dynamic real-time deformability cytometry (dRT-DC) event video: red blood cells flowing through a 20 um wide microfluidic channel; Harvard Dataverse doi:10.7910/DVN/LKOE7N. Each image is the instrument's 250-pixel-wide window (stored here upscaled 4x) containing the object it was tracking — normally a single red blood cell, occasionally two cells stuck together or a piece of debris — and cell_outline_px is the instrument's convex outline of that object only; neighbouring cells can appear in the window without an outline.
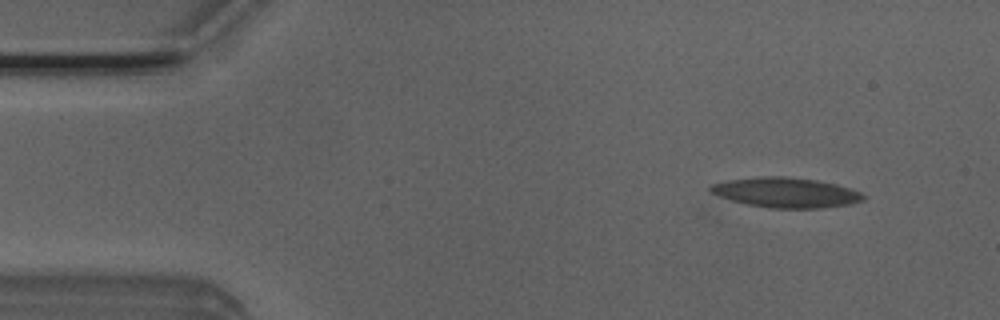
{"species": "Egyptian fruit bat (a non-hibernating species)", "species_latin": "Rousettus aegyptiacus", "temperature_condition": "room temperature", "stored_images_in_passage": 46, "camera_frame_rate_fps": 3000, "um_per_image_px": 0.085, "animal": {"sex": "male"}, "frame": {"image": 1, "passage_image": 1, "time_ms": 0.0, "image_size_px": [1000, 320], "cell_outline_px": [[868, 196], [864, 200], [848, 204], [820, 208], [768, 208], [748, 204], [732, 200], [720, 196], [712, 192], [708, 188], [712, 184], [728, 180], [764, 176], [784, 176], [816, 180], [836, 184], [860, 192]], "centroid_in_image_um": [66.83, 16.36], "position_along_channel_um": 18.2, "area_um2": 26.47}}
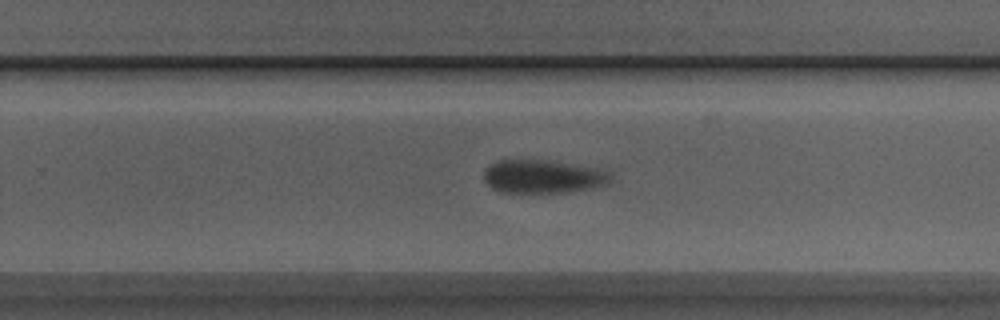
{"frame": {"image": 2, "passage_image": 28, "time_ms": 9.0, "image_size_px": [1000, 320], "cell_outline_px": [[612, 180], [608, 184], [592, 188], [572, 192], [500, 192], [492, 188], [484, 180], [484, 172], [496, 160], [548, 160], [608, 168], [612, 172]], "centroid_in_image_um": [46.29, 14.99], "position_along_channel_um": 283.5, "area_um2": 25.2}}
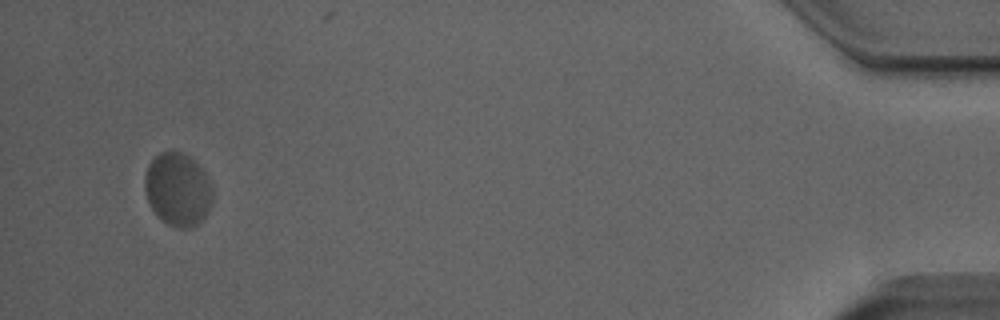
{"frame": {"image": 3, "passage_image": 45, "time_ms": 14.667, "image_size_px": [1000, 320], "cell_outline_px": [[212, 200], [208, 212], [196, 224], [184, 228], [180, 228], [168, 224], [160, 220], [148, 204], [144, 188], [144, 176], [148, 164], [160, 152], [180, 152], [188, 156], [200, 168], [212, 184]], "centroid_in_image_um": [15.07, 16.11], "position_along_channel_um": 420.1, "area_um2": 28.73}}